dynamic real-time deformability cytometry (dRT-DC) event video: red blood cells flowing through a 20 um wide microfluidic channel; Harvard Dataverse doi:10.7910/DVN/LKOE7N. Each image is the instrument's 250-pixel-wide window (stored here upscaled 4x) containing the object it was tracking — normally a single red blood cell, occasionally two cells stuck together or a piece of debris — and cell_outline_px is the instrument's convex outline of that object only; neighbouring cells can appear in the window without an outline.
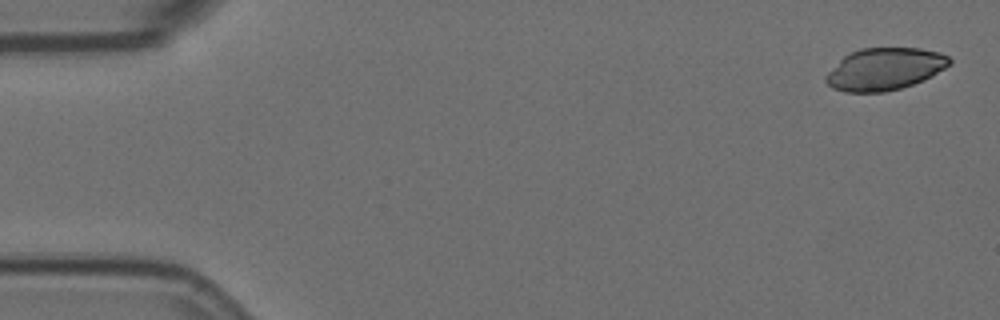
{"species": "Egyptian fruit bat (a non-hibernating species)", "species_latin": "Rousettus aegyptiacus", "temperature_condition": "room temperature", "stored_images_in_passage": 11, "camera_frame_rate_fps": 3000, "um_per_image_px": 0.085, "animal": {"sex": "female"}, "frame": {"image": 1, "passage_image": 1, "time_ms": 0.0, "image_size_px": [1000, 320], "cell_outline_px": [[952, 64], [932, 76], [924, 80], [900, 88], [884, 92], [844, 92], [832, 88], [824, 80], [824, 76], [844, 56], [860, 48], [920, 48], [940, 52], [948, 56], [952, 60]], "centroid_in_image_um": [75.21, 5.87], "position_along_channel_um": 9.8, "area_um2": 30.46}}
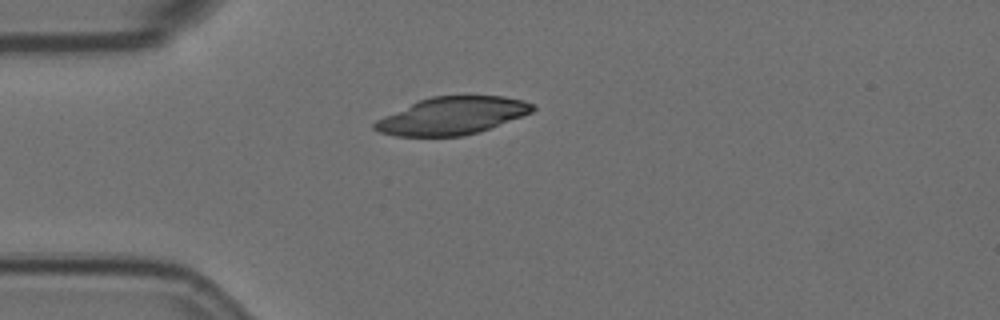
{"frame": {"image": 2, "passage_image": 4, "time_ms": 1.0, "image_size_px": [1000, 320], "cell_outline_px": [[536, 108], [532, 112], [480, 132], [464, 136], [396, 136], [380, 132], [372, 128], [372, 124], [376, 120], [384, 116], [420, 100], [432, 96], [504, 96], [524, 100], [536, 104]], "centroid_in_image_um": [38.46, 9.84], "position_along_channel_um": 46.5, "area_um2": 34.45}}
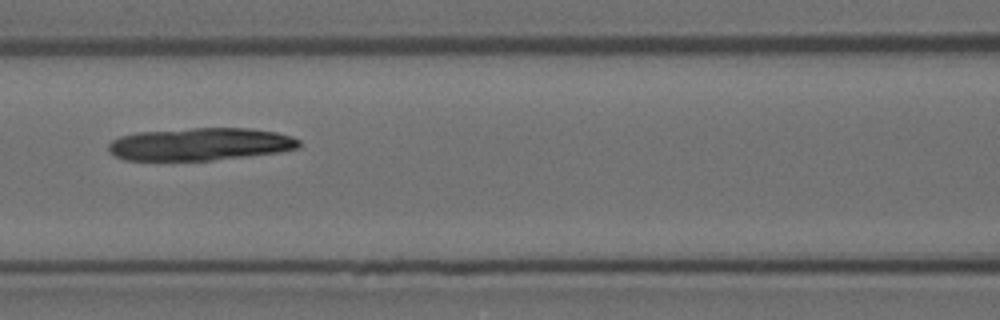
{"frame": {"image": 3, "passage_image": 7, "time_ms": 2.0, "image_size_px": [1000, 320], "cell_outline_px": [[300, 148], [280, 152], [212, 160], [124, 160], [116, 156], [108, 148], [108, 144], [112, 140], [120, 136], [136, 132], [192, 128], [252, 128], [276, 132], [292, 136], [300, 140]], "centroid_in_image_um": [17.04, 12.24], "position_along_channel_um": 149.6, "area_um2": 36.3}}